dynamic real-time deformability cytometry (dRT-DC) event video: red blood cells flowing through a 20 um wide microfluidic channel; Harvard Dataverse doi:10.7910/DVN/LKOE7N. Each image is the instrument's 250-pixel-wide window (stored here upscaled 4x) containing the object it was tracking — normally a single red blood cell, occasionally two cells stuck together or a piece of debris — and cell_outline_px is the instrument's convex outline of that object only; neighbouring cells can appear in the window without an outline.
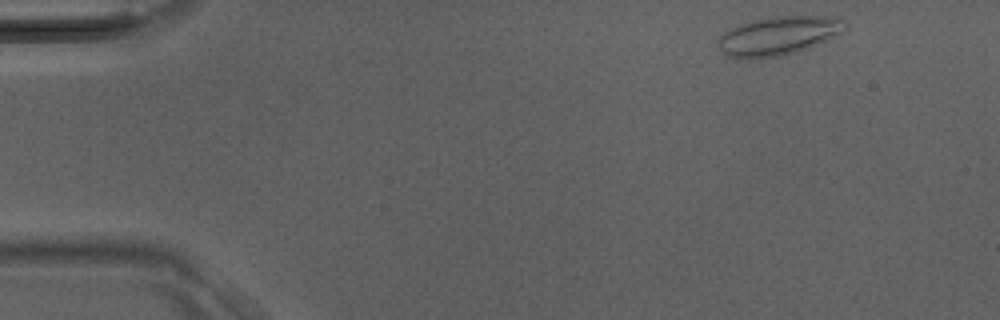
{"species": "Egyptian fruit bat (a non-hibernating species)", "species_latin": "Rousettus aegyptiacus", "temperature_condition": "room temperature", "stored_images_in_passage": 37, "camera_frame_rate_fps": 3000, "um_per_image_px": 0.085, "animal": {"sex": "male"}, "frame": {"image": 1, "passage_image": 1, "time_ms": 0.0, "image_size_px": [1000, 320], "cell_outline_px": [[848, 28], [844, 32], [808, 48], [780, 56], [748, 60], [728, 56], [716, 44], [716, 40], [728, 28], [752, 20], [776, 16], [840, 16], [844, 20]], "centroid_in_image_um": [66.17, 3.03], "position_along_channel_um": 18.8, "area_um2": 29.07}}
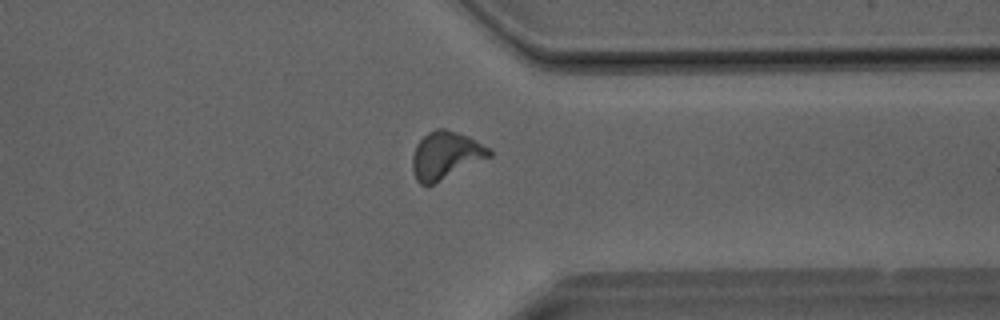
{"frame": {"image": 2, "passage_image": 28, "time_ms": 9.0, "image_size_px": [1000, 320], "cell_outline_px": [[492, 156], [432, 184], [420, 184], [416, 180], [412, 168], [412, 156], [416, 144], [428, 132], [436, 128], [444, 128], [468, 136], [492, 148]], "centroid_in_image_um": [37.89, 13.18], "position_along_channel_um": 373.5, "area_um2": 21.21}}
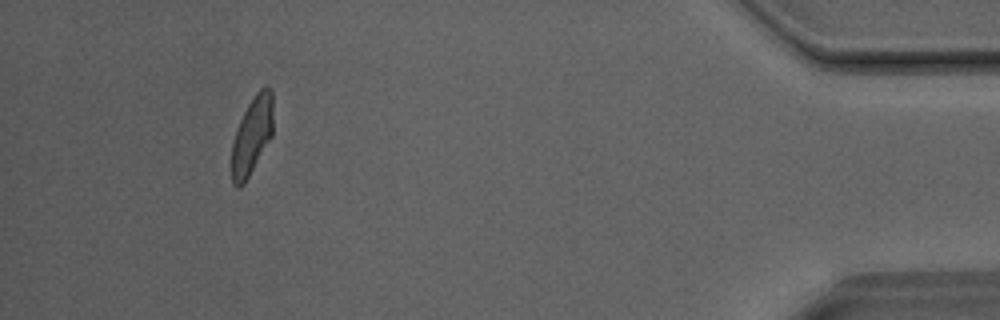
{"frame": {"image": 3, "passage_image": 34, "time_ms": 11.0, "image_size_px": [1000, 320], "cell_outline_px": [[272, 136], [244, 184], [240, 188], [236, 188], [232, 184], [232, 144], [236, 128], [248, 104], [256, 92], [264, 84], [268, 84], [272, 88]], "centroid_in_image_um": [21.42, 11.49], "position_along_channel_um": 413.8, "area_um2": 18.9}}